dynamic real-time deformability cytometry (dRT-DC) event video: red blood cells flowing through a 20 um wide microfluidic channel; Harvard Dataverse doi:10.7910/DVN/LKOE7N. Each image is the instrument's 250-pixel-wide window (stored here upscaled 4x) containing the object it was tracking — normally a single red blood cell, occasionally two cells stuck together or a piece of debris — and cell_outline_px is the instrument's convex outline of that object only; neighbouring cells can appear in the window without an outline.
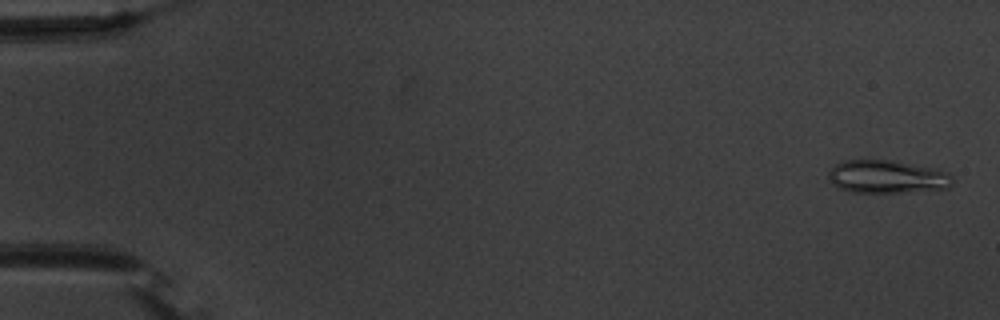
{"species": "common noctule bat (a hibernating species)", "species_latin": "Nyctalus noctula", "temperature_condition": "warm", "stored_images_in_passage": 10, "camera_frame_rate_fps": 3000, "um_per_image_px": 0.085, "animal": {"sex": "male", "body_mass_g": 20.1, "forearm_length_mm": 53.5}, "frame": {"image": 1, "passage_image": 2, "time_ms": 0.333, "image_size_px": [1000, 320], "cell_outline_px": [[952, 184], [948, 188], [900, 192], [852, 192], [840, 188], [832, 184], [828, 176], [828, 172], [836, 164], [844, 160], [892, 160], [948, 172], [952, 176]], "centroid_in_image_um": [75.37, 15.02], "position_along_channel_um": 9.6, "area_um2": 23.52}}